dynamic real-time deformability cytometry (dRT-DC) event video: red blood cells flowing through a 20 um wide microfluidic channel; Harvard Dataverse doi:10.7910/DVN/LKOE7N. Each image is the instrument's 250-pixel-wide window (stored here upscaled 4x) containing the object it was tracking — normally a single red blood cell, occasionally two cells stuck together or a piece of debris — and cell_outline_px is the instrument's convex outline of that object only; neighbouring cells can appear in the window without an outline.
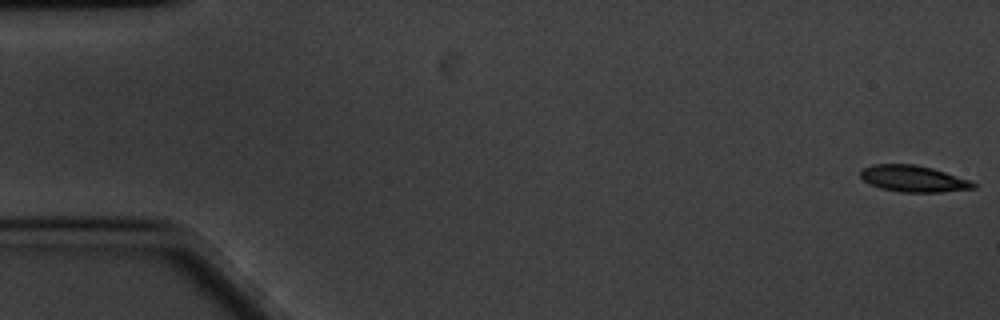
{"species": "common noctule bat (a hibernating species)", "species_latin": "Nyctalus noctula", "temperature_condition": "cold", "stored_images_in_passage": 60, "camera_frame_rate_fps": 3000, "um_per_image_px": 0.085, "animal": {"sex": "male", "body_mass_g": 20.1, "forearm_length_mm": 53.5}, "frame": {"image": 1, "passage_image": 1, "time_ms": 0.0, "image_size_px": [1000, 320], "cell_outline_px": [[976, 188], [940, 192], [900, 192], [880, 188], [868, 184], [860, 176], [860, 172], [864, 168], [872, 164], [916, 164], [932, 168], [972, 180], [976, 184]], "centroid_in_image_um": [77.65, 15.19], "position_along_channel_um": 7.4, "area_um2": 17.51}}
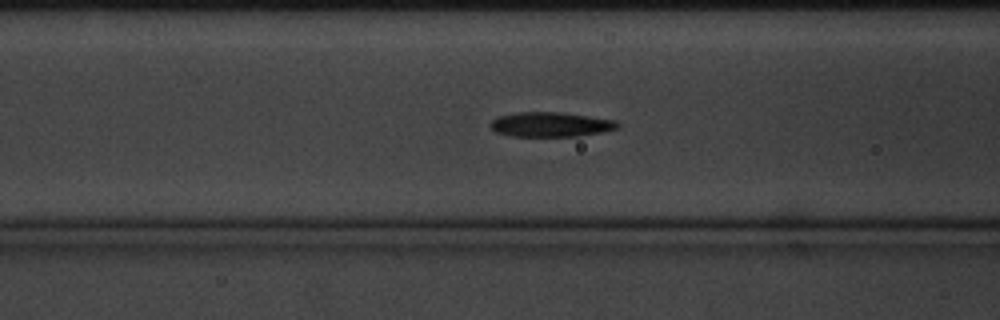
{"frame": {"image": 2, "passage_image": 23, "time_ms": 7.333, "image_size_px": [1000, 320], "cell_outline_px": [[620, 128], [604, 132], [580, 136], [512, 136], [496, 132], [488, 124], [492, 120], [500, 116], [516, 112], [560, 112], [616, 120], [620, 124]], "centroid_in_image_um": [46.85, 10.58], "position_along_channel_um": 119.8, "area_um2": 18.38}}
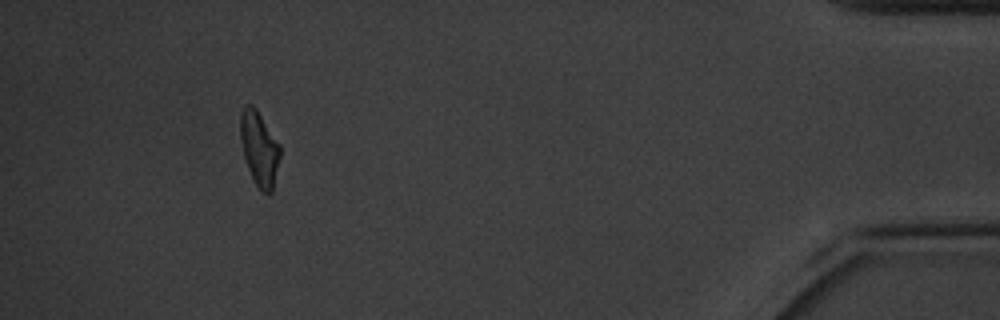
{"frame": {"image": 3, "passage_image": 55, "time_ms": 18.0, "image_size_px": [1000, 320], "cell_outline_px": [[280, 156], [272, 192], [268, 196], [260, 192], [248, 168], [244, 156], [240, 140], [240, 112], [244, 104], [252, 104], [256, 108], [280, 144]], "centroid_in_image_um": [22.03, 12.62], "position_along_channel_um": 413.2, "area_um2": 17.4}, "authors_computed_cell_mechanics": {"area_um2": 17.918, "velocity_mm_per_s": 3.3486, "shape_relaxation_time_tau1_ms": 5.6393, "shape_relaxation_time_tau2_ms": 6.2133, "deformation_change_tau1": 0.1525, "deformation_change_tau2": 0.149}}